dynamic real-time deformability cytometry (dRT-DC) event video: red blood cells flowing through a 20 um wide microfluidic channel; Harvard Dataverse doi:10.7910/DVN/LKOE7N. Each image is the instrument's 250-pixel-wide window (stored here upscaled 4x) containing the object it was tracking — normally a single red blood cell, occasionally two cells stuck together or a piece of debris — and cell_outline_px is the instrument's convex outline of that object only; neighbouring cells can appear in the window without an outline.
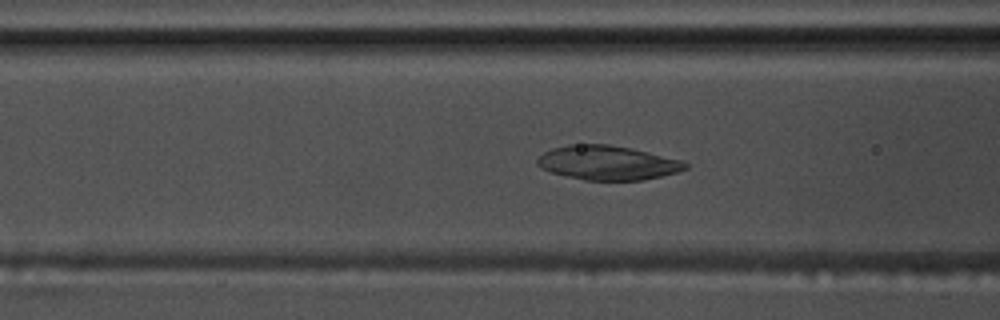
{"species": "common noctule bat (a hibernating species)", "species_latin": "Nyctalus noctula", "temperature_condition": "warm", "stored_images_in_passage": 39, "camera_frame_rate_fps": 3000, "um_per_image_px": 0.085, "animal": {"sex": "male", "body_mass_g": 17.5, "forearm_length_mm": 52.3}, "frame": {"image": 1, "passage_image": 5, "time_ms": 1.333, "image_size_px": [1000, 320], "cell_outline_px": [[688, 168], [676, 172], [644, 180], [584, 180], [564, 176], [540, 168], [536, 164], [536, 160], [544, 152], [552, 148], [568, 144], [608, 144], [632, 148], [684, 160], [688, 164]], "centroid_in_image_um": [51.64, 13.83], "position_along_channel_um": 115.0, "area_um2": 29.77}}
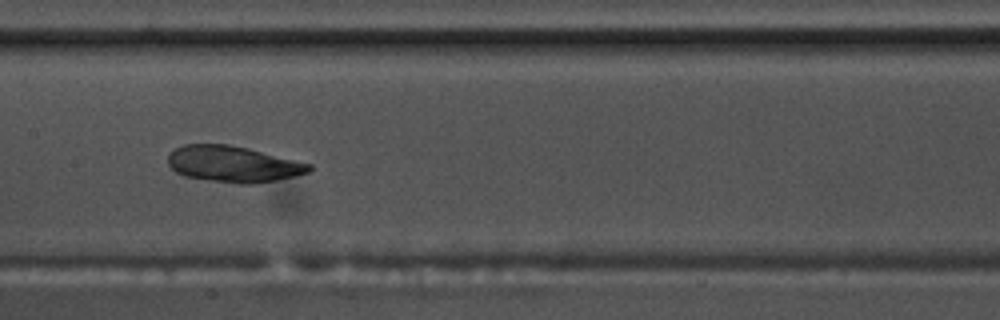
{"frame": {"image": 2, "passage_image": 11, "time_ms": 3.333, "image_size_px": [1000, 320], "cell_outline_px": [[312, 168], [308, 172], [276, 180], [252, 184], [240, 184], [184, 176], [176, 172], [168, 164], [168, 156], [176, 148], [184, 144], [228, 144], [248, 148], [312, 164]], "centroid_in_image_um": [19.81, 13.94], "position_along_channel_um": 187.6, "area_um2": 29.48}}
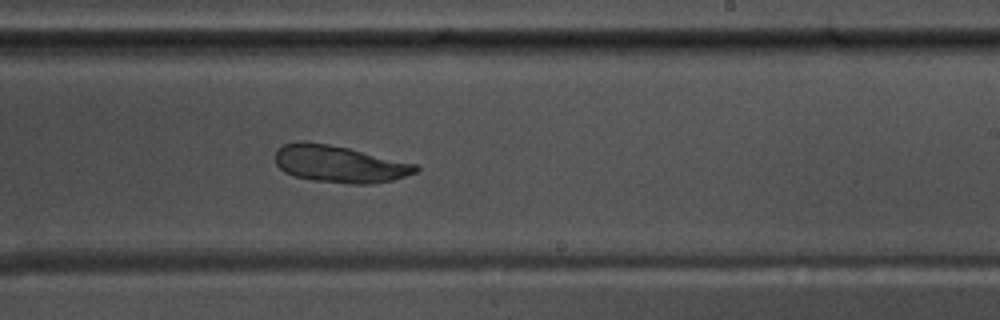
{"frame": {"image": 3, "passage_image": 17, "time_ms": 5.333, "image_size_px": [1000, 320], "cell_outline_px": [[420, 168], [416, 172], [392, 180], [372, 184], [348, 184], [312, 180], [296, 176], [284, 172], [276, 164], [276, 152], [284, 144], [300, 140], [304, 140], [328, 144], [348, 148], [416, 164]], "centroid_in_image_um": [28.84, 13.94], "position_along_channel_um": 260.2, "area_um2": 30.17}}